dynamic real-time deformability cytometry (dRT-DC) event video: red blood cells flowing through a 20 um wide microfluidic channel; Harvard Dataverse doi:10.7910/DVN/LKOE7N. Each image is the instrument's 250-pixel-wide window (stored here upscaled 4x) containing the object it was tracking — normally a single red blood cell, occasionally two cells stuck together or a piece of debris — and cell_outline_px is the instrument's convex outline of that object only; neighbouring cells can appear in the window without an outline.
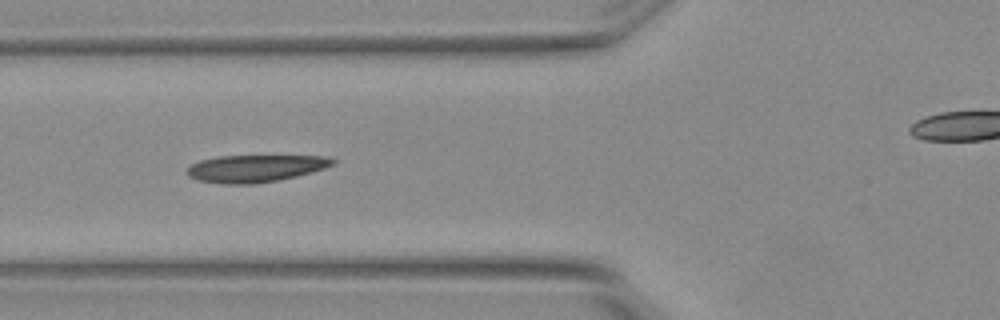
{"species": "Egyptian fruit bat (a non-hibernating species)", "species_latin": "Rousettus aegyptiacus", "temperature_condition": "warm", "stored_images_in_passage": 6, "camera_frame_rate_fps": 3000, "um_per_image_px": 0.085, "animal": {"sex": "female"}, "frame": {"image": 1, "passage_image": 5, "time_ms": 1.333, "image_size_px": [1000, 320], "cell_outline_px": [[336, 164], [324, 168], [296, 176], [256, 184], [224, 184], [196, 180], [188, 176], [184, 172], [192, 164], [200, 160], [220, 156], [328, 156], [336, 160]], "centroid_in_image_um": [21.68, 14.31], "position_along_channel_um": 104.1, "area_um2": 23.12}}
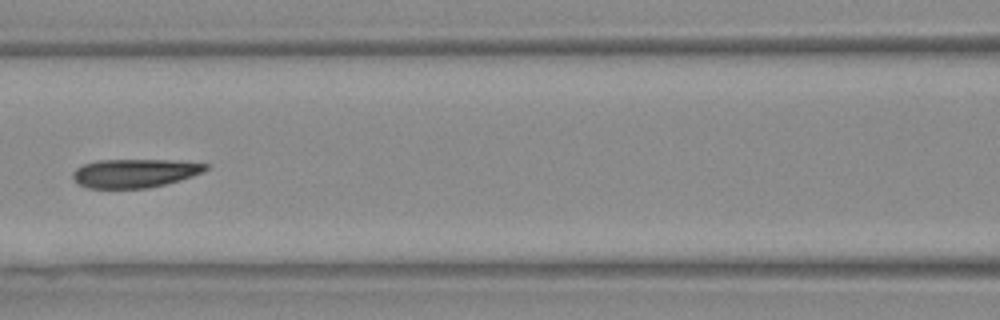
{"frame": {"image": 2, "passage_image": 6, "time_ms": 1.667, "image_size_px": [1000, 320], "cell_outline_px": [[208, 168], [192, 176], [180, 180], [148, 188], [88, 188], [72, 180], [72, 172], [76, 168], [84, 164], [96, 160], [168, 160], [208, 164]], "centroid_in_image_um": [11.39, 14.72], "position_along_channel_um": 155.2, "area_um2": 22.02}}